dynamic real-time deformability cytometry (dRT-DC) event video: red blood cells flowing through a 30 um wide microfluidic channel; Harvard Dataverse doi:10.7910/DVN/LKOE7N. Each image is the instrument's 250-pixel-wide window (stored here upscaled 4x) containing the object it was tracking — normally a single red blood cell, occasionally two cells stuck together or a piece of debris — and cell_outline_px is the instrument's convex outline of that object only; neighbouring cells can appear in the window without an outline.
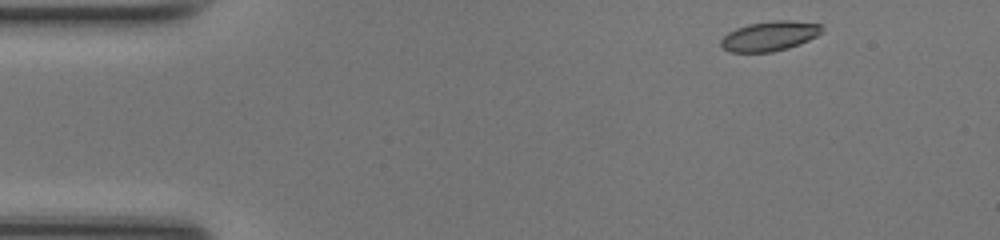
{"species": "common noctule bat (a hibernating species)", "species_latin": "Nyctalus noctula", "temperature_condition": "room temperature", "stored_images_in_passage": 37, "camera_frame_rate_fps": 3000, "um_per_image_px": 0.085, "animal": {"sex": "female", "body_mass_g": 17.0, "forearm_length_mm": 48.0}, "frame": {"image": 1, "passage_image": 1, "time_ms": 0.0, "image_size_px": [1000, 240], "cell_outline_px": [[824, 32], [800, 44], [788, 48], [772, 52], [732, 52], [724, 48], [720, 44], [720, 40], [728, 32], [736, 28], [748, 24], [776, 20], [788, 20], [820, 24], [824, 28]], "centroid_in_image_um": [65.44, 3.06], "position_along_channel_um": 19.6, "area_um2": 17.51}}
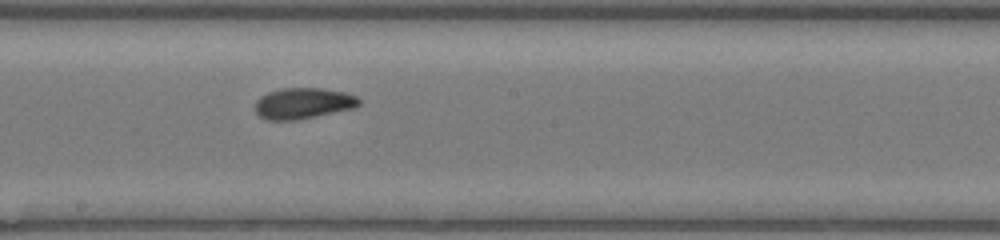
{"frame": {"image": 2, "passage_image": 22, "time_ms": 7.0, "image_size_px": [1000, 240], "cell_outline_px": [[360, 104], [352, 108], [316, 116], [296, 120], [264, 120], [256, 112], [256, 100], [260, 96], [268, 92], [280, 88], [320, 88], [344, 92], [356, 96], [360, 100]], "centroid_in_image_um": [25.73, 8.78], "position_along_channel_um": 222.5, "area_um2": 18.67}}
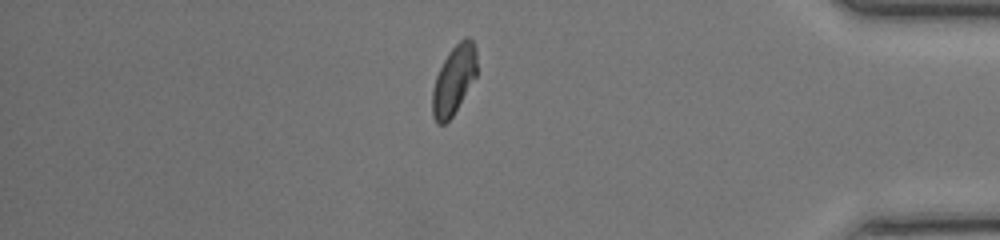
{"frame": {"image": 3, "passage_image": 37, "time_ms": 12.0, "image_size_px": [1000, 240], "cell_outline_px": [[476, 76], [452, 116], [444, 124], [436, 124], [432, 116], [432, 92], [436, 76], [448, 52], [464, 36], [468, 36], [472, 40], [476, 48]], "centroid_in_image_um": [38.57, 6.79], "position_along_channel_um": 396.6, "area_um2": 17.74}, "authors_computed_cell_mechanics": {"area_um2": 18.4382, "velocity_mm_per_s": 4.2129, "shape_relaxation_time_tau1_ms": 2.2927, "shape_relaxation_time_tau2_ms": 1.2523, "deformation_change_tau1": 0.0878, "deformation_change_tau2": 0.0595}}